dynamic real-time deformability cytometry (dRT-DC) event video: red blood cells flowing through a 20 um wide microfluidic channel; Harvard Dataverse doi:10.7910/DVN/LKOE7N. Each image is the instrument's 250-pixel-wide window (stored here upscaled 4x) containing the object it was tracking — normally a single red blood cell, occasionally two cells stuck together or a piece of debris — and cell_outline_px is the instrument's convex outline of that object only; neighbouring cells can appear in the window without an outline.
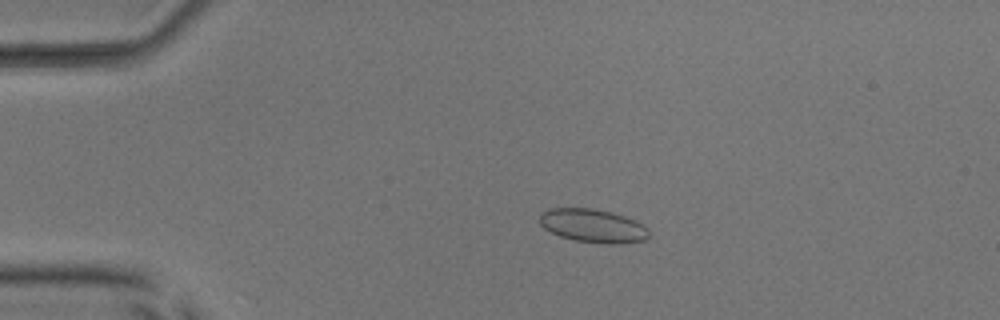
{"species": "common noctule bat (a hibernating species)", "species_latin": "Nyctalus noctula", "temperature_condition": "room temperature", "stored_images_in_passage": 53, "camera_frame_rate_fps": 3000, "um_per_image_px": 0.085, "animal": {"sex": "male", "body_mass_g": 17.9, "forearm_length_mm": 54.2}, "frame": {"image": 1, "passage_image": 12, "time_ms": 3.667, "image_size_px": [1000, 320], "cell_outline_px": [[648, 240], [620, 244], [604, 244], [576, 240], [560, 236], [544, 228], [540, 224], [540, 216], [548, 208], [592, 208], [624, 216], [648, 228]], "centroid_in_image_um": [50.4, 19.2], "position_along_channel_um": 34.6, "area_um2": 21.1}}
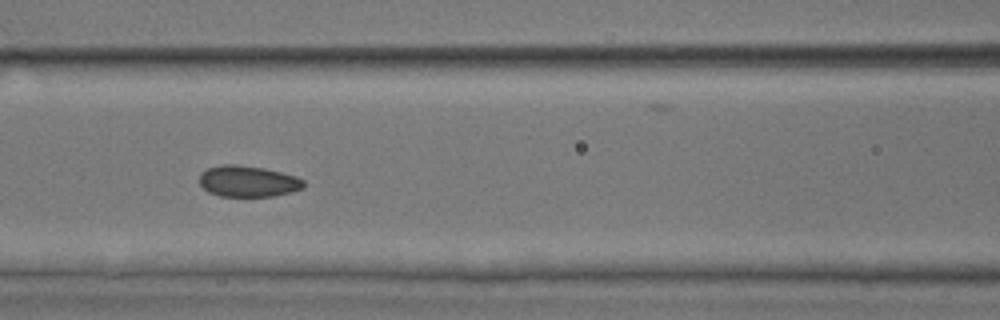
{"frame": {"image": 2, "passage_image": 24, "time_ms": 7.667, "image_size_px": [1000, 320], "cell_outline_px": [[304, 188], [292, 192], [272, 196], [220, 196], [208, 192], [200, 184], [200, 172], [208, 168], [220, 164], [236, 164], [264, 168], [296, 176], [304, 180]], "centroid_in_image_um": [21.07, 15.4], "position_along_channel_um": 145.5, "area_um2": 19.02}}
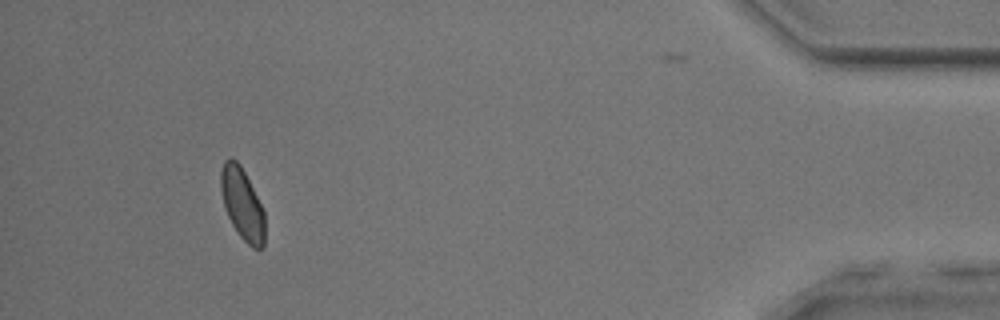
{"frame": {"image": 3, "passage_image": 49, "time_ms": 16.0, "image_size_px": [1000, 320], "cell_outline_px": [[264, 244], [260, 248], [252, 248], [240, 236], [232, 224], [224, 208], [220, 188], [220, 172], [224, 160], [232, 156], [240, 164], [264, 212]], "centroid_in_image_um": [20.55, 17.31], "position_along_channel_um": 414.6, "area_um2": 18.15}, "authors_computed_cell_mechanics": {"area_um2": 19.0162, "velocity_mm_per_s": 3.99, "shape_relaxation_time_tau1_ms": 2.6316, "shape_relaxation_time_tau2_ms": 1.166, "deformation_change_tau1": 0.0627, "deformation_change_tau2": 0.054}}